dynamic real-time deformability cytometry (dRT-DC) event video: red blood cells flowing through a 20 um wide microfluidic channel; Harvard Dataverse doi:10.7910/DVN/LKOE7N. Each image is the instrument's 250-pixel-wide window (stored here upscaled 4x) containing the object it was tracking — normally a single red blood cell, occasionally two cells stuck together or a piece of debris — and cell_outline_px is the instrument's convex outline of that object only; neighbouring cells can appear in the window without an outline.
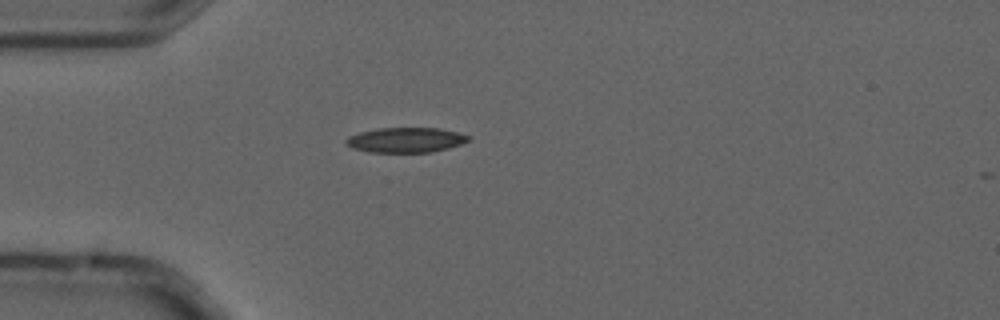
{"species": "common noctule bat (a hibernating species)", "species_latin": "Nyctalus noctula", "temperature_condition": "cold", "stored_images_in_passage": 3, "camera_frame_rate_fps": 3000, "um_per_image_px": 0.085, "animal": {"sex": "male", "forearm_length_mm": 52.5}, "frame": {"image": 1, "passage_image": 2, "time_ms": 0.333, "image_size_px": [1000, 320], "cell_outline_px": [[472, 140], [448, 148], [432, 152], [368, 152], [352, 148], [344, 144], [344, 140], [348, 136], [360, 132], [380, 128], [440, 128], [472, 136]], "centroid_in_image_um": [34.49, 11.9], "position_along_channel_um": 50.5, "area_um2": 17.98}}